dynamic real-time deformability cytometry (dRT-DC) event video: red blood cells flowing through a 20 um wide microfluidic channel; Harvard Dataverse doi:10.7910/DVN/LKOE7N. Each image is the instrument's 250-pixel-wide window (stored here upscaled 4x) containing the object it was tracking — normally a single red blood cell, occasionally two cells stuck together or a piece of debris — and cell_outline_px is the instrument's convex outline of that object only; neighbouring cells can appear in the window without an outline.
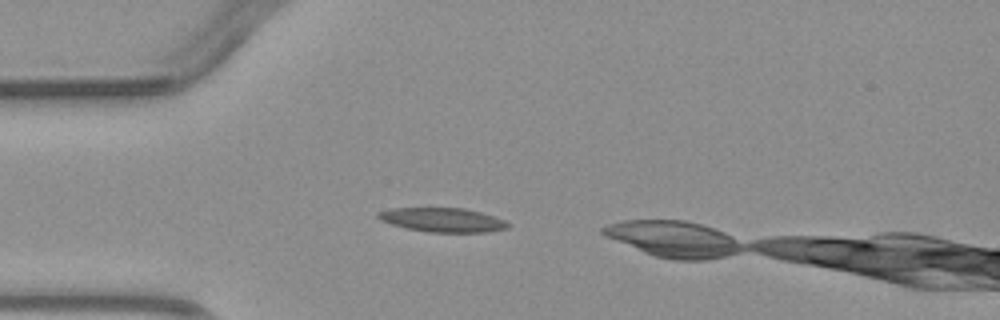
{"species": "common noctule bat (a hibernating species)", "species_latin": "Nyctalus noctula", "temperature_condition": "warm", "stored_images_in_passage": 2, "camera_frame_rate_fps": 3000, "um_per_image_px": 0.085, "animal": {"sex": "male", "body_mass_g": 23.1, "forearm_length_mm": 52.7}, "frame": {"image": 1, "passage_image": 1, "time_ms": 0.0, "image_size_px": [1000, 320], "cell_outline_px": [[512, 224], [508, 228], [484, 232], [428, 232], [408, 228], [392, 224], [380, 220], [376, 216], [376, 212], [392, 208], [464, 208], [480, 212], [504, 220]], "centroid_in_image_um": [37.61, 18.69], "position_along_channel_um": 47.4, "area_um2": 18.15}}